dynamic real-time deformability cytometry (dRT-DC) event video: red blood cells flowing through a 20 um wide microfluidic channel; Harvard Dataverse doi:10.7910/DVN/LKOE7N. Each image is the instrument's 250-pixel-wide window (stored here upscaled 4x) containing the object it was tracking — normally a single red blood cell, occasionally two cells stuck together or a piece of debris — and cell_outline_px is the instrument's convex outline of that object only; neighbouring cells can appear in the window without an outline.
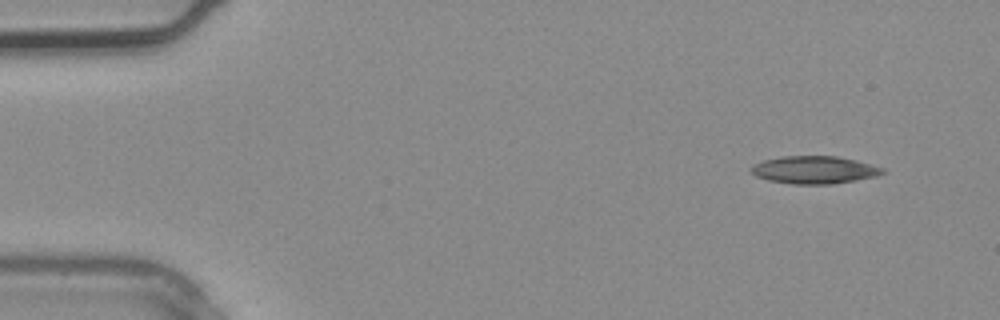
{"species": "common noctule bat (a hibernating species)", "species_latin": "Nyctalus noctula", "temperature_condition": "warm", "stored_images_in_passage": 2, "camera_frame_rate_fps": 3000, "um_per_image_px": 0.085, "animal": {"sex": "male", "body_mass_g": 20.4}, "frame": {"image": 1, "passage_image": 1, "time_ms": 0.0, "image_size_px": [1000, 320], "cell_outline_px": [[888, 172], [876, 176], [856, 180], [832, 184], [792, 184], [768, 180], [756, 176], [748, 168], [752, 164], [764, 160], [780, 156], [836, 156], [856, 160], [884, 168]], "centroid_in_image_um": [69.21, 14.44], "position_along_channel_um": 15.8, "area_um2": 21.33}}
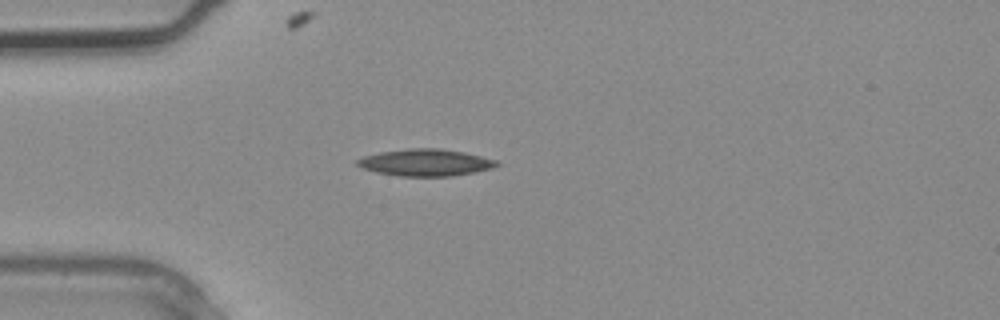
{"frame": {"image": 2, "passage_image": 2, "time_ms": 0.333, "image_size_px": [1000, 320], "cell_outline_px": [[500, 164], [492, 168], [452, 176], [400, 176], [376, 172], [364, 168], [356, 164], [356, 160], [364, 156], [380, 152], [408, 148], [440, 148], [464, 152], [496, 160]], "centroid_in_image_um": [36.15, 13.81], "position_along_channel_um": 48.8, "area_um2": 21.68}}